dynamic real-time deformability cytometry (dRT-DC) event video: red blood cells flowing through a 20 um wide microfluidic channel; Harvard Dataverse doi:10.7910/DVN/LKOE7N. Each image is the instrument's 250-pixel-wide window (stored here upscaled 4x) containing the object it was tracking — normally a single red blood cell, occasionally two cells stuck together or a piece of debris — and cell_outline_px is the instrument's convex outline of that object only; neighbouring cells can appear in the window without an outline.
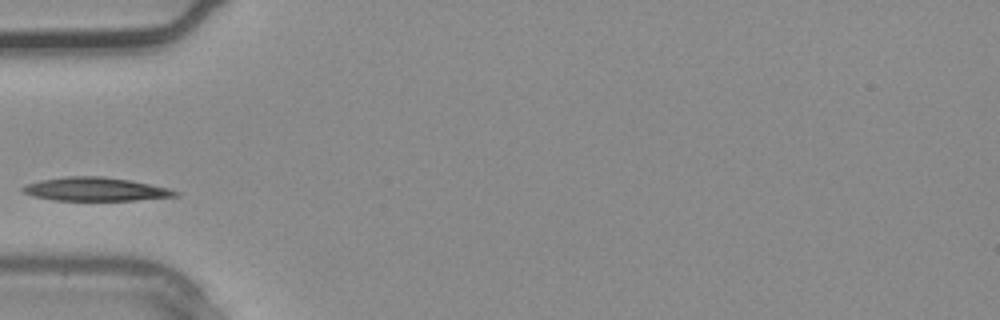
{"species": "common noctule bat (a hibernating species)", "species_latin": "Nyctalus noctula", "temperature_condition": "warm", "stored_images_in_passage": 1, "camera_frame_rate_fps": 3000, "um_per_image_px": 0.085, "animal": {"sex": "male", "body_mass_g": 20.4}, "frame": {"image": 1, "passage_image": 1, "time_ms": 0.0, "image_size_px": [1000, 320], "cell_outline_px": [[180, 196], [136, 200], [52, 200], [32, 196], [24, 192], [20, 188], [24, 184], [40, 180], [64, 176], [100, 176], [128, 180], [168, 188], [180, 192]], "centroid_in_image_um": [8.08, 16.08], "position_along_channel_um": 76.9, "area_um2": 20.92}}